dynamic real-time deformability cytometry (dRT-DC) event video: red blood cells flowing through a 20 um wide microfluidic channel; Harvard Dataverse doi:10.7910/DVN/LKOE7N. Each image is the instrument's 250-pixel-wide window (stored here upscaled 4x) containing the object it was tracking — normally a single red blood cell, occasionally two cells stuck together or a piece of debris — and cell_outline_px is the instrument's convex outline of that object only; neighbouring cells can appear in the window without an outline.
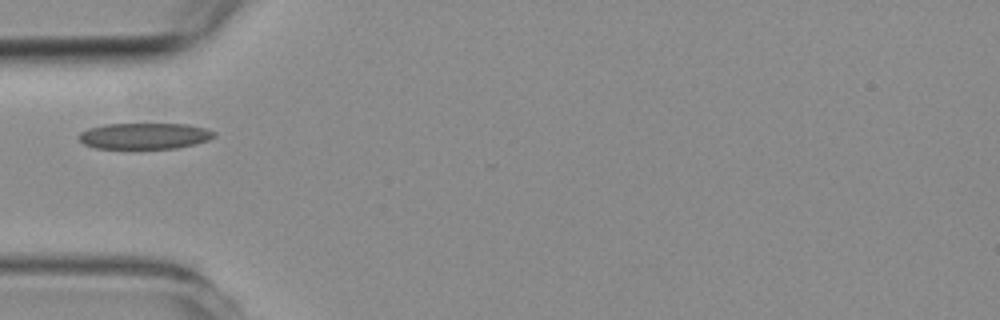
{"species": "common noctule bat (a hibernating species)", "species_latin": "Nyctalus noctula", "temperature_condition": "room temperature", "stored_images_in_passage": 2, "camera_frame_rate_fps": 3000, "um_per_image_px": 0.085, "animal": {"sex": "female", "body_mass_g": 19.3, "forearm_length_mm": 54.1}, "frame": {"image": 1, "passage_image": 1, "time_ms": 0.0, "image_size_px": [1000, 320], "cell_outline_px": [[216, 136], [208, 140], [196, 144], [176, 148], [96, 148], [84, 144], [76, 136], [80, 132], [88, 128], [104, 124], [184, 124], [204, 128], [216, 132]], "centroid_in_image_um": [12.27, 11.55], "position_along_channel_um": 72.7, "area_um2": 20.58}}
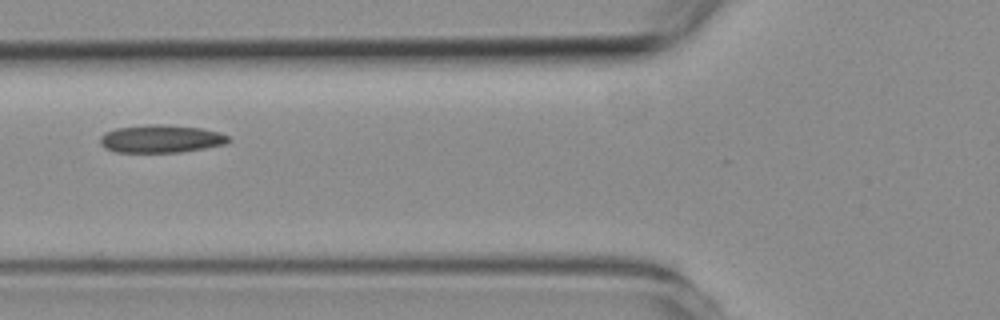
{"frame": {"image": 2, "passage_image": 2, "time_ms": 1.0, "image_size_px": [1000, 320], "cell_outline_px": [[232, 140], [224, 144], [204, 148], [180, 152], [116, 152], [104, 148], [100, 144], [100, 136], [104, 132], [116, 128], [148, 124], [160, 124], [204, 128], [220, 132], [228, 136]], "centroid_in_image_um": [13.67, 11.79], "position_along_channel_um": 112.1, "area_um2": 20.98}}